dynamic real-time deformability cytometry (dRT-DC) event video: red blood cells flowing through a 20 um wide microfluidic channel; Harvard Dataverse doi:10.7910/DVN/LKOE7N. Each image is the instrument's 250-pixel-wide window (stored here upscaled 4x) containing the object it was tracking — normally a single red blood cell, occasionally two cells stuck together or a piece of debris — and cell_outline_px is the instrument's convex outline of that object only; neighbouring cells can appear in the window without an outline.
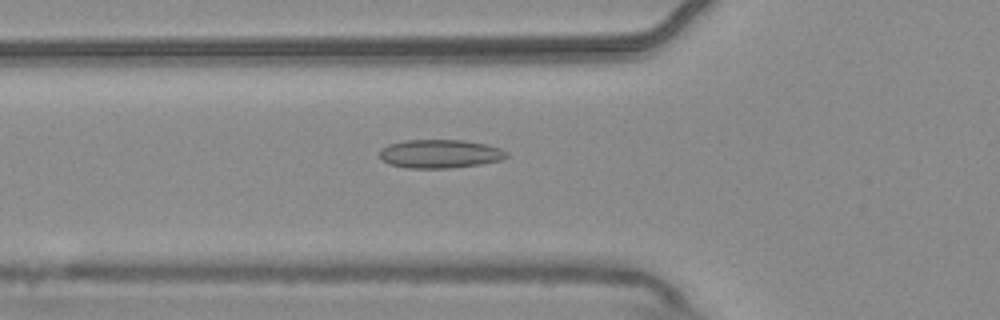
{"species": "common noctule bat (a hibernating species)", "species_latin": "Nyctalus noctula", "temperature_condition": "warm", "stored_images_in_passage": 47, "camera_frame_rate_fps": 3000, "um_per_image_px": 0.085, "animal": {"sex": "male", "body_mass_g": 20.4}, "frame": {"image": 1, "passage_image": 12, "time_ms": 3.667, "image_size_px": [1000, 320], "cell_outline_px": [[508, 156], [500, 160], [480, 164], [448, 168], [408, 168], [388, 164], [380, 160], [380, 148], [388, 144], [404, 140], [464, 140], [484, 144], [500, 148], [508, 152]], "centroid_in_image_um": [37.35, 13.07], "position_along_channel_um": 88.5, "area_um2": 21.21}}
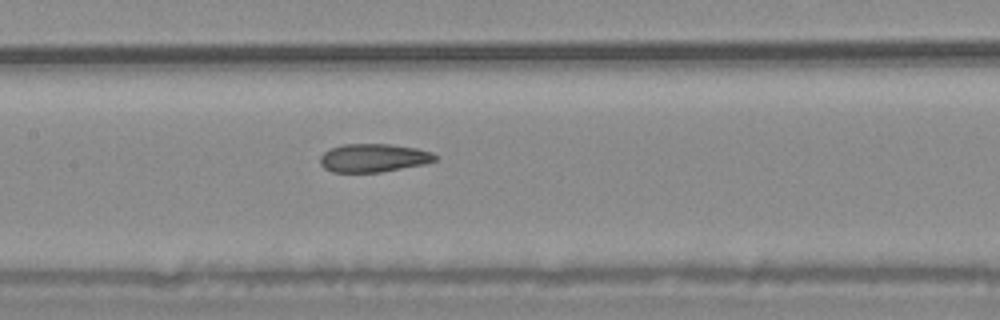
{"frame": {"image": 2, "passage_image": 19, "time_ms": 6.0, "image_size_px": [1000, 320], "cell_outline_px": [[440, 156], [436, 160], [424, 164], [380, 172], [332, 172], [324, 168], [320, 164], [320, 156], [324, 152], [332, 148], [344, 144], [388, 144], [416, 148], [432, 152]], "centroid_in_image_um": [31.76, 13.42], "position_along_channel_um": 175.6, "area_um2": 18.96}}
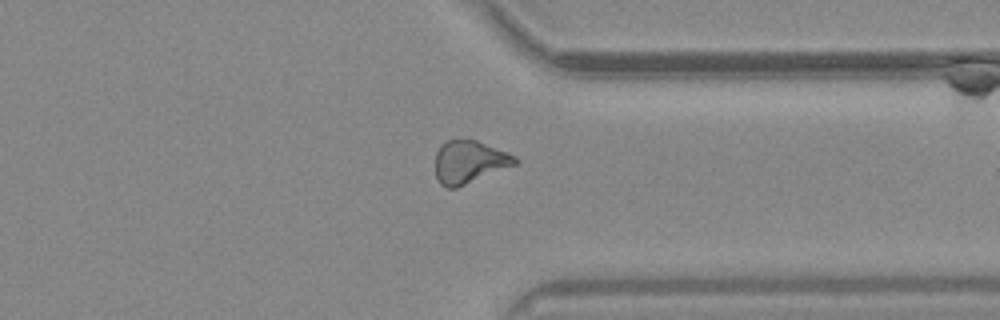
{"frame": {"image": 3, "passage_image": 35, "time_ms": 11.333, "image_size_px": [1000, 320], "cell_outline_px": [[520, 160], [516, 164], [456, 188], [448, 188], [440, 184], [436, 176], [436, 152], [440, 144], [448, 140], [476, 140], [516, 156]], "centroid_in_image_um": [39.87, 13.76], "position_along_channel_um": 371.5, "area_um2": 19.65}, "authors_computed_cell_mechanics": {"area_um2": 19.8254, "velocity_mm_per_s": 3.6999, "shape_relaxation_time_tau1_ms": null, "shape_relaxation_time_tau2_ms": 3.734, "deformation_change_tau1": null, "deformation_change_tau2": 0.12}}